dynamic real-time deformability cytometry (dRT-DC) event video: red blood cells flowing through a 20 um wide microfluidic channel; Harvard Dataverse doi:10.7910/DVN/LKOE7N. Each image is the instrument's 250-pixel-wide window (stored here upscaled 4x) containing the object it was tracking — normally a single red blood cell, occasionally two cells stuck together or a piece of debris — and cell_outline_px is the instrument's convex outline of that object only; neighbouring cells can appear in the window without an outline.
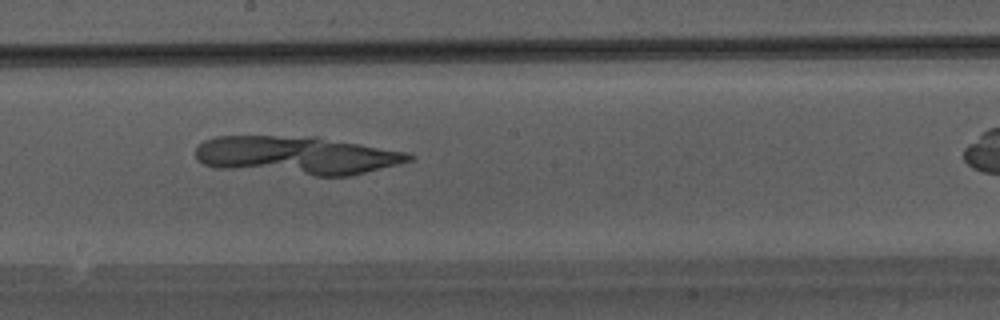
{"species": "Egyptian fruit bat (a non-hibernating species)", "species_latin": "Rousettus aegyptiacus", "temperature_condition": "warm", "stored_images_in_passage": 24, "camera_frame_rate_fps": 3000, "um_per_image_px": 0.085, "animal": {"sex": "male"}, "frame": {"image": 1, "passage_image": 15, "time_ms": 4.667, "image_size_px": [1000, 320], "cell_outline_px": [[416, 156], [412, 160], [348, 176], [316, 176], [216, 168], [204, 164], [196, 160], [196, 148], [204, 140], [216, 136], [316, 136], [408, 152]], "centroid_in_image_um": [25.19, 13.2], "position_along_channel_um": 223.0, "area_um2": 47.8}}